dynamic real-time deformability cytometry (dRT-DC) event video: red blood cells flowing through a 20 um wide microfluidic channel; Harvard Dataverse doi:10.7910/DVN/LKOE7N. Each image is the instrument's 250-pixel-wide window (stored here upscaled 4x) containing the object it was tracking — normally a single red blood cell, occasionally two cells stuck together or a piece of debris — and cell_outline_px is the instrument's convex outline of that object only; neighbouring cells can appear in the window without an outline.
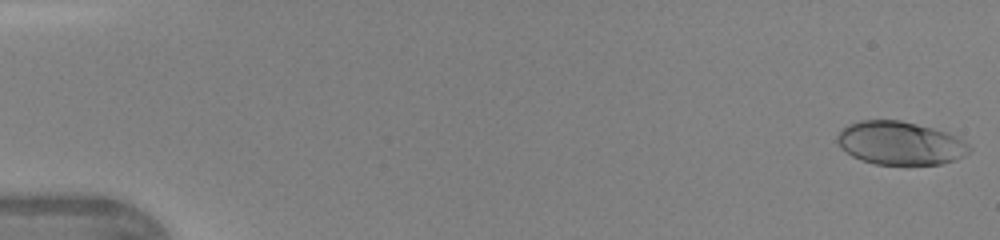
{"species": "human", "species_latin": "Homo sapiens", "temperature_condition": "warm", "stored_images_in_passage": 47, "camera_frame_rate_fps": 3000, "um_per_image_px": 0.085, "donor": {"sex": "female"}, "frame": {"image": 1, "passage_image": 1, "time_ms": 0.0, "image_size_px": [1000, 240], "cell_outline_px": [[972, 148], [964, 156], [956, 160], [940, 164], [876, 164], [860, 160], [852, 156], [840, 148], [836, 140], [836, 136], [840, 128], [848, 124], [860, 120], [900, 120], [932, 128], [956, 136], [968, 144]], "centroid_in_image_um": [76.46, 12.16], "position_along_channel_um": 8.5, "area_um2": 33.41}}
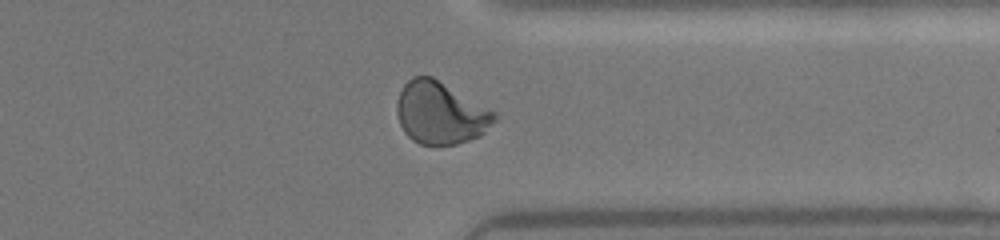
{"frame": {"image": 2, "passage_image": 37, "time_ms": 12.0, "image_size_px": [1000, 240], "cell_outline_px": [[500, 116], [480, 136], [456, 144], [420, 144], [412, 140], [404, 132], [400, 124], [396, 112], [396, 104], [400, 92], [404, 84], [412, 76], [432, 76], [496, 112]], "centroid_in_image_um": [37.44, 9.59], "position_along_channel_um": 374.0, "area_um2": 35.37}}
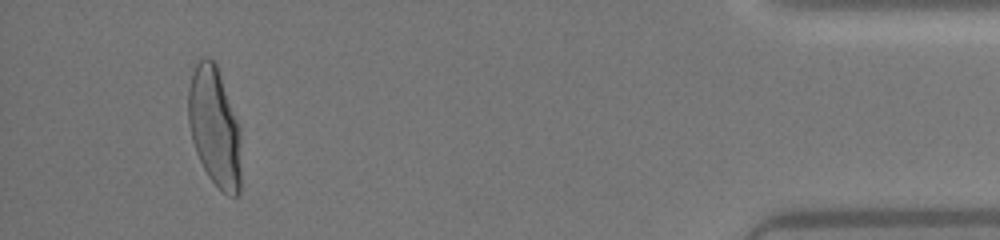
{"frame": {"image": 3, "passage_image": 44, "time_ms": 14.333, "image_size_px": [1000, 240], "cell_outline_px": [[240, 192], [236, 196], [228, 196], [208, 176], [196, 152], [192, 140], [188, 120], [188, 88], [196, 64], [204, 56], [208, 56], [216, 60], [240, 128]], "centroid_in_image_um": [18.24, 10.75], "position_along_channel_um": 417.0, "area_um2": 36.88}, "authors_computed_cell_mechanics": {"area_um2": 34.2754, "velocity_mm_per_s": 4.3571, "shape_relaxation_time_tau1_ms": 3.364, "shape_relaxation_time_tau2_ms": null, "deformation_change_tau1": 0.1859, "deformation_change_tau2": null}}